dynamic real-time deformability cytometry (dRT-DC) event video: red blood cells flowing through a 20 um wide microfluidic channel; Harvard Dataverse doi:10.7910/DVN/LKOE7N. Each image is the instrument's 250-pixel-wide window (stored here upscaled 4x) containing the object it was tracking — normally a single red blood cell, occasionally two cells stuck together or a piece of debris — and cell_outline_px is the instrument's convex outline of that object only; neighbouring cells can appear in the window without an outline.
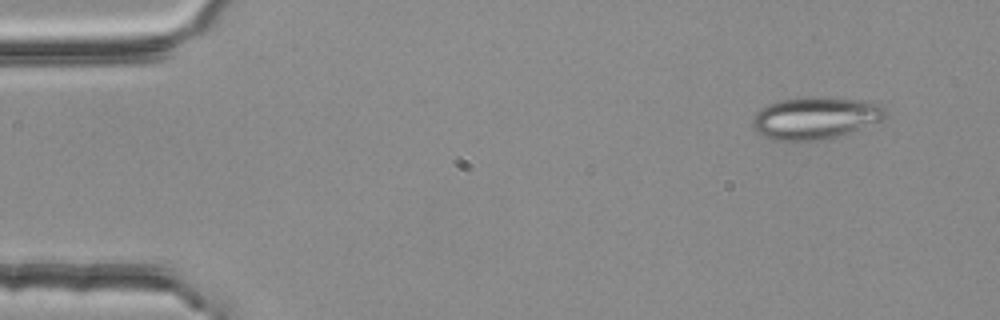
{"species": "common noctule bat (a hibernating species)", "species_latin": "Nyctalus noctula", "temperature_condition": "room temperature", "stored_images_in_passage": 3, "camera_frame_rate_fps": 3000, "um_per_image_px": 0.085, "animal": {"sex": "female", "body_mass_g": 25.1}, "frame": {"image": 1, "passage_image": 1, "time_ms": 0.0, "image_size_px": [1000, 320], "cell_outline_px": [[888, 112], [880, 120], [848, 132], [824, 140], [776, 140], [764, 136], [756, 132], [752, 128], [752, 116], [760, 108], [768, 104], [780, 100], [804, 96], [824, 96], [872, 100], [880, 104]], "centroid_in_image_um": [69.27, 9.98], "position_along_channel_um": 15.7, "area_um2": 33.0}}